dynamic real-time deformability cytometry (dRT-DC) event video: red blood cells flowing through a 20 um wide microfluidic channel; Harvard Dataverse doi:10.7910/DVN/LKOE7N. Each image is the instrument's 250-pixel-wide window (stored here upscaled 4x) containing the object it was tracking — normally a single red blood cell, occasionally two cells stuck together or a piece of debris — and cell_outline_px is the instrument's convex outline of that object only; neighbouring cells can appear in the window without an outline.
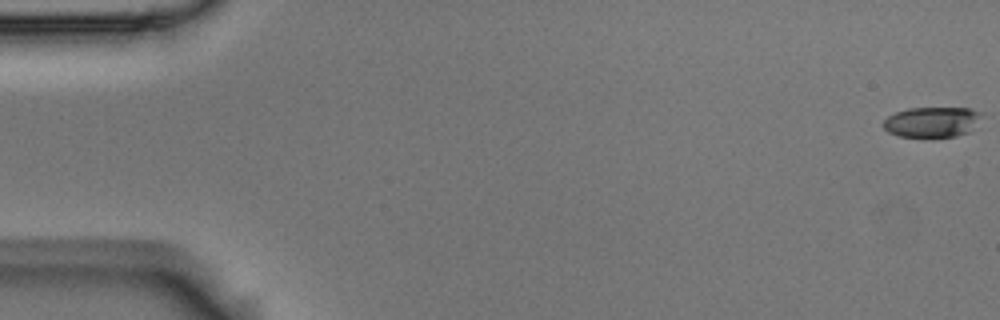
{"species": "Egyptian fruit bat (a non-hibernating species)", "species_latin": "Rousettus aegyptiacus", "temperature_condition": "room temperature", "stored_images_in_passage": 53, "camera_frame_rate_fps": 3000, "um_per_image_px": 0.085, "animal": {"sex": "male"}, "frame": {"image": 1, "passage_image": 1, "time_ms": 0.0, "image_size_px": [1000, 320], "cell_outline_px": [[980, 116], [968, 132], [956, 136], [932, 140], [900, 136], [888, 132], [880, 124], [888, 116], [896, 112], [908, 108], [968, 108], [980, 112]], "centroid_in_image_um": [79.13, 10.42], "position_along_channel_um": 5.9, "area_um2": 17.8}}
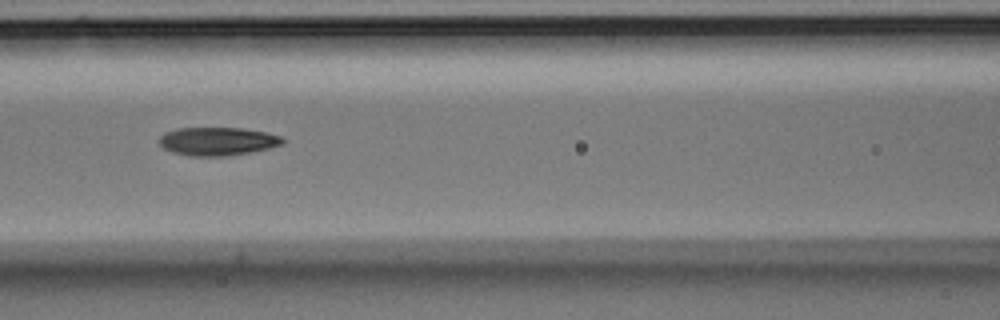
{"frame": {"image": 2, "passage_image": 25, "time_ms": 8.0, "image_size_px": [1000, 320], "cell_outline_px": [[284, 144], [252, 152], [228, 156], [188, 156], [172, 152], [164, 148], [160, 144], [160, 136], [164, 132], [176, 128], [240, 128], [264, 132], [280, 136], [284, 140]], "centroid_in_image_um": [18.47, 12.02], "position_along_channel_um": 148.1, "area_um2": 20.35}}
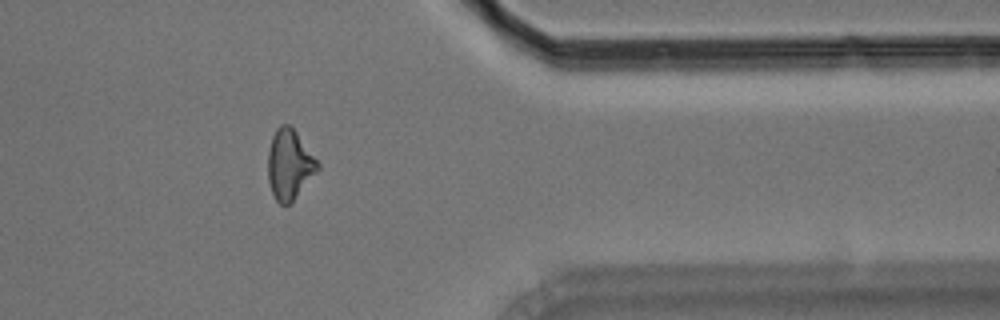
{"frame": {"image": 3, "passage_image": 46, "time_ms": 15.0, "image_size_px": [1000, 320], "cell_outline_px": [[320, 168], [292, 200], [288, 204], [280, 204], [276, 200], [272, 192], [268, 180], [268, 152], [272, 136], [276, 128], [280, 124], [288, 124], [296, 132], [320, 164]], "centroid_in_image_um": [24.59, 13.96], "position_along_channel_um": 386.8, "area_um2": 19.88}}